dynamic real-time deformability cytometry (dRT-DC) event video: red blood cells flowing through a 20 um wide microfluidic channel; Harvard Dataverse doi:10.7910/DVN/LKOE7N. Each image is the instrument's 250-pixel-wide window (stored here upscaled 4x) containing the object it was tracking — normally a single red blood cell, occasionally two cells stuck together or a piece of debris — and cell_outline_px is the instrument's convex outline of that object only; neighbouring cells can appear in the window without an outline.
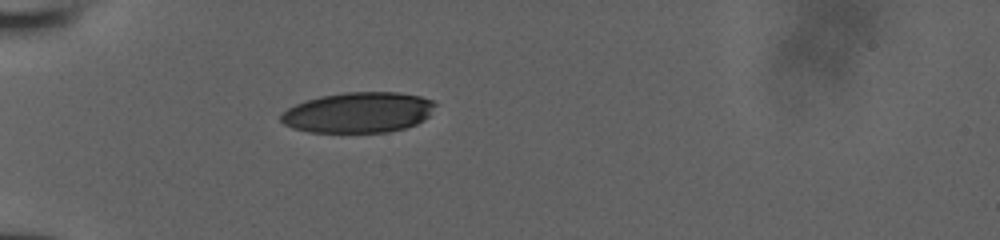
{"species": "human", "species_latin": "Homo sapiens", "temperature_condition": "room temperature", "stored_images_in_passage": 36, "camera_frame_rate_fps": 3000, "um_per_image_px": 0.085, "donor": {"sex": "male"}, "frame": {"image": 1, "passage_image": 1, "time_ms": 0.0, "image_size_px": [1000, 240], "cell_outline_px": [[436, 104], [428, 116], [424, 120], [416, 124], [404, 128], [388, 132], [308, 132], [292, 128], [284, 124], [280, 120], [280, 116], [288, 108], [296, 104], [320, 96], [344, 92], [400, 92], [420, 96], [432, 100]], "centroid_in_image_um": [30.46, 9.56], "position_along_channel_um": 54.5, "area_um2": 36.41}}
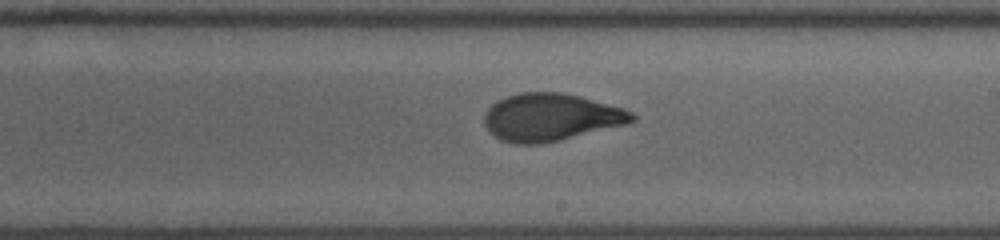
{"frame": {"image": 2, "passage_image": 16, "time_ms": 5.0, "image_size_px": [1000, 240], "cell_outline_px": [[636, 120], [628, 124], [560, 140], [540, 144], [516, 144], [500, 140], [484, 124], [484, 112], [492, 104], [508, 96], [520, 92], [564, 92], [580, 96], [624, 108], [632, 112], [636, 116]], "centroid_in_image_um": [46.85, 9.96], "position_along_channel_um": 242.2, "area_um2": 40.92}}
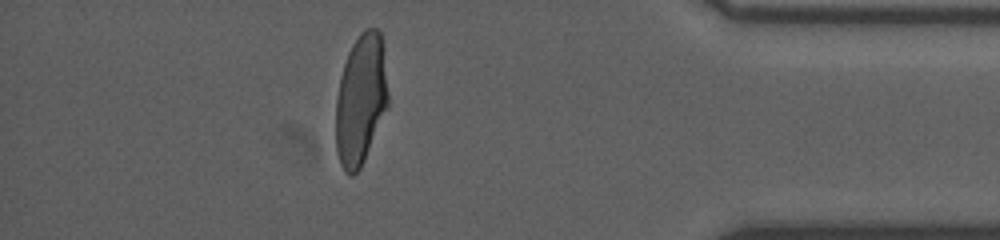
{"frame": {"image": 3, "passage_image": 30, "time_ms": 9.667, "image_size_px": [1000, 240], "cell_outline_px": [[388, 108], [364, 160], [360, 168], [352, 176], [348, 176], [344, 172], [340, 164], [336, 152], [336, 100], [340, 80], [344, 64], [348, 52], [352, 44], [360, 32], [368, 28], [376, 28], [380, 32], [388, 92]], "centroid_in_image_um": [30.66, 8.51], "position_along_channel_um": 404.5, "area_um2": 39.71}}